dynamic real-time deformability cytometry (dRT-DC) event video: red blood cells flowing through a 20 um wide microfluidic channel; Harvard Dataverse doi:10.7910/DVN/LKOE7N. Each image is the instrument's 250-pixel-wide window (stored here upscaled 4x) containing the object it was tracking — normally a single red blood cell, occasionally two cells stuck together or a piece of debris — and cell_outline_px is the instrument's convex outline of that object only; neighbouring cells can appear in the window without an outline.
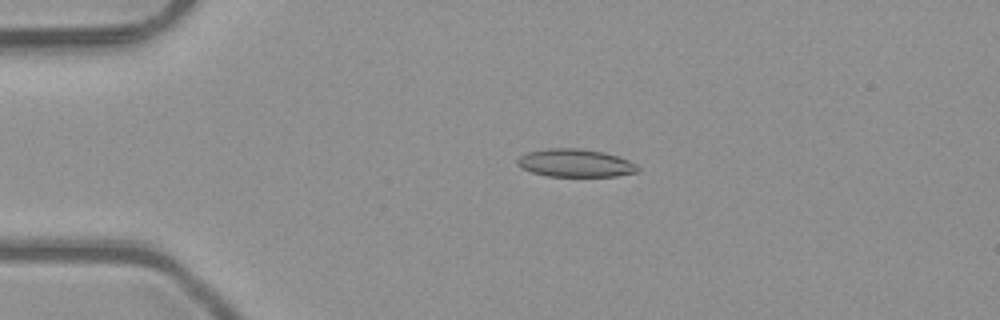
{"species": "common noctule bat (a hibernating species)", "species_latin": "Nyctalus noctula", "temperature_condition": "room temperature", "stored_images_in_passage": 5, "camera_frame_rate_fps": 3000, "um_per_image_px": 0.085, "animal": {"sex": "male", "body_mass_g": 23.1, "forearm_length_mm": 52.7}, "frame": {"image": 1, "passage_image": 4, "time_ms": 1.0, "image_size_px": [1000, 320], "cell_outline_px": [[640, 172], [616, 176], [548, 176], [532, 172], [516, 164], [516, 160], [520, 156], [528, 152], [548, 148], [580, 148], [604, 152], [628, 160], [636, 164], [640, 168]], "centroid_in_image_um": [48.93, 13.86], "position_along_channel_um": 36.1, "area_um2": 19.59}}